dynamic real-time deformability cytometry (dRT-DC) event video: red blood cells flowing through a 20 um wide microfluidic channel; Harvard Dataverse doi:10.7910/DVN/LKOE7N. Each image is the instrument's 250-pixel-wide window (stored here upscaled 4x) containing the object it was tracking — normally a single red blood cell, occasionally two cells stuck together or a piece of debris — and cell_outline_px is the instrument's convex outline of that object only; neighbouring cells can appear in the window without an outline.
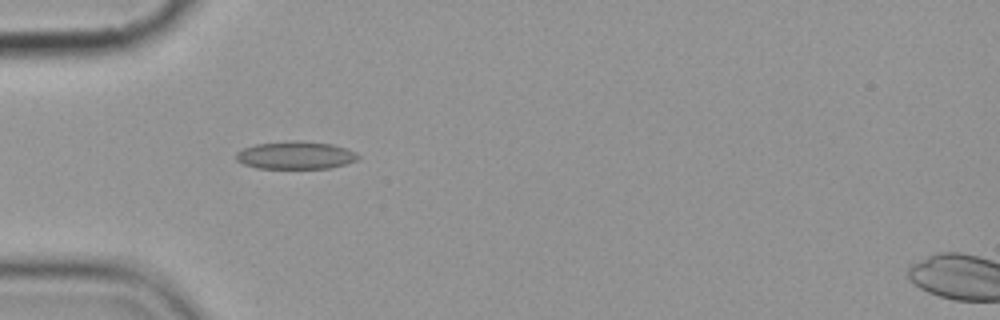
{"species": "common noctule bat (a hibernating species)", "species_latin": "Nyctalus noctula", "temperature_condition": "cold", "stored_images_in_passage": 3, "camera_frame_rate_fps": 3000, "um_per_image_px": 0.085, "animal": {"sex": "female", "body_mass_g": 19.9}, "frame": {"image": 1, "passage_image": 1, "time_ms": 0.0, "image_size_px": [1000, 320], "cell_outline_px": [[360, 156], [356, 160], [332, 168], [256, 168], [244, 164], [236, 160], [236, 152], [244, 148], [256, 144], [296, 140], [332, 144], [356, 152]], "centroid_in_image_um": [25.11, 13.2], "position_along_channel_um": 59.9, "area_um2": 19.59}}
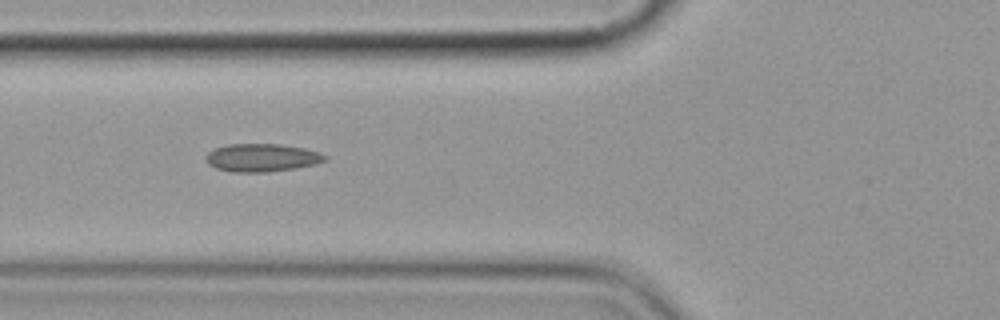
{"frame": {"image": 2, "passage_image": 2, "time_ms": 1.333, "image_size_px": [1000, 320], "cell_outline_px": [[328, 160], [316, 164], [296, 168], [268, 172], [232, 172], [216, 168], [208, 164], [208, 152], [216, 148], [228, 144], [280, 144], [304, 148], [320, 152], [328, 156]], "centroid_in_image_um": [22.33, 13.4], "position_along_channel_um": 103.5, "area_um2": 19.42}}
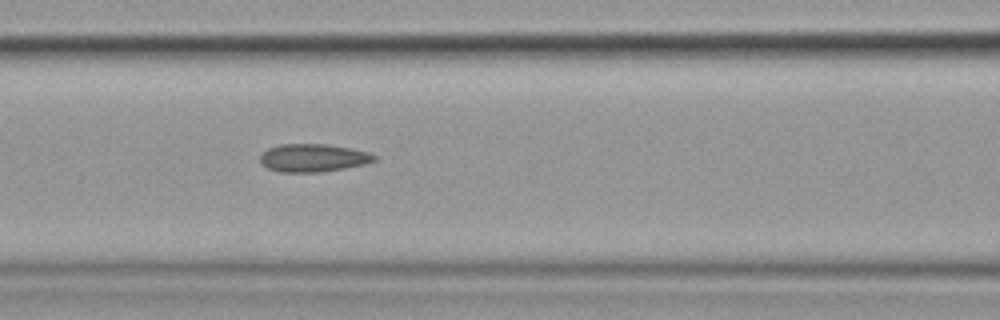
{"frame": {"image": 3, "passage_image": 3, "time_ms": 2.333, "image_size_px": [1000, 320], "cell_outline_px": [[376, 160], [364, 164], [344, 168], [320, 172], [280, 172], [268, 168], [260, 160], [260, 152], [268, 148], [280, 144], [324, 144], [352, 148], [368, 152], [376, 156]], "centroid_in_image_um": [26.6, 13.41], "position_along_channel_um": 140.0, "area_um2": 18.55}}